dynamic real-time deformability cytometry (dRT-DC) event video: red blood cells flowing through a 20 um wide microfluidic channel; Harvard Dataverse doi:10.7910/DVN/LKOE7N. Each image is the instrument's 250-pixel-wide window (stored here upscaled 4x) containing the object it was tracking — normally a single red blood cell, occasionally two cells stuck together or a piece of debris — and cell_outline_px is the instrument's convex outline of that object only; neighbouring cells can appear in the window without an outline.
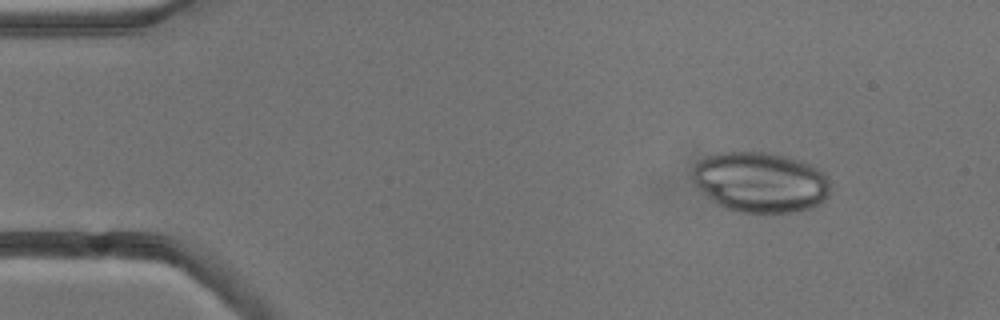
{"species": "common noctule bat (a hibernating species)", "species_latin": "Nyctalus noctula", "temperature_condition": "cold", "stored_images_in_passage": 5, "camera_frame_rate_fps": 3000, "um_per_image_px": 0.085, "animal": {"sex": "male", "body_mass_g": 13.3}, "frame": {"image": 1, "passage_image": 2, "time_ms": 1.333, "image_size_px": [1000, 320], "cell_outline_px": [[828, 196], [824, 200], [808, 208], [792, 212], [740, 212], [724, 208], [704, 192], [696, 184], [692, 172], [692, 168], [700, 160], [708, 156], [720, 152], [764, 152], [784, 156], [800, 160], [824, 172], [828, 176]], "centroid_in_image_um": [64.64, 15.47], "position_along_channel_um": 20.4, "area_um2": 47.8}}